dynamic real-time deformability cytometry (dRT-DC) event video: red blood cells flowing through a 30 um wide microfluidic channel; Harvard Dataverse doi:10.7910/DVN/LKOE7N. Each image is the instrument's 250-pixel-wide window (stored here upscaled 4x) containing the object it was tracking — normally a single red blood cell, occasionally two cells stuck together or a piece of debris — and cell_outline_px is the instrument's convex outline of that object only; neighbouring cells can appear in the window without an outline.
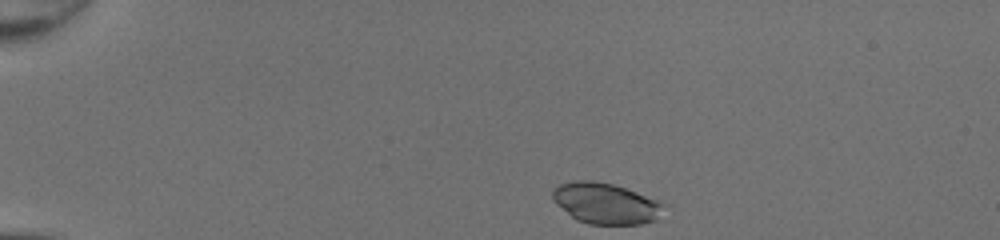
{"species": "common noctule bat (a hibernating species)", "species_latin": "Nyctalus noctula", "temperature_condition": "room temperature", "stored_images_in_passage": 40, "camera_frame_rate_fps": 3000, "um_per_image_px": 0.085, "animal": {"sex": "female", "body_mass_g": 20.0, "forearm_length_mm": 54.0}, "frame": {"image": 1, "passage_image": 1, "time_ms": 0.0, "image_size_px": [1000, 240], "cell_outline_px": [[668, 204], [656, 220], [640, 224], [588, 224], [576, 220], [556, 204], [552, 200], [552, 188], [560, 184], [572, 180], [592, 180], [612, 184], [660, 200]], "centroid_in_image_um": [51.49, 17.28], "position_along_channel_um": 33.5, "area_um2": 26.82}}
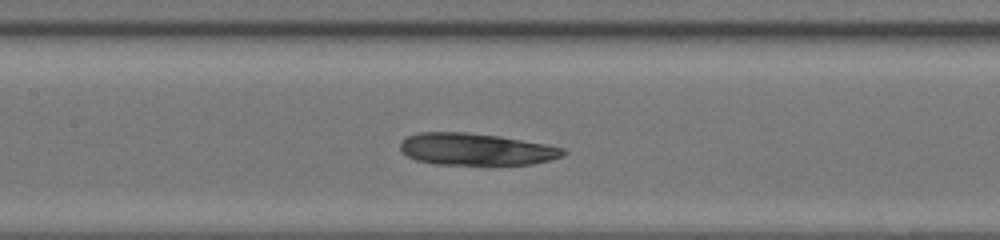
{"frame": {"image": 2, "passage_image": 16, "time_ms": 5.0, "image_size_px": [1000, 240], "cell_outline_px": [[568, 152], [552, 160], [532, 164], [492, 168], [436, 164], [416, 160], [400, 152], [400, 140], [408, 136], [420, 132], [468, 132], [500, 136], [544, 144], [564, 148]], "centroid_in_image_um": [40.47, 12.74], "position_along_channel_um": 166.9, "area_um2": 31.73}}
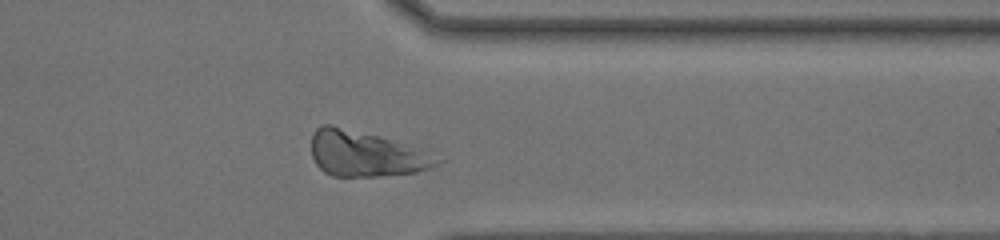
{"frame": {"image": 3, "passage_image": 31, "time_ms": 10.0, "image_size_px": [1000, 240], "cell_outline_px": [[448, 160], [432, 168], [416, 172], [376, 176], [332, 176], [324, 172], [316, 164], [312, 156], [312, 132], [320, 124], [332, 124], [392, 140]], "centroid_in_image_um": [31.07, 13.08], "position_along_channel_um": 380.3, "area_um2": 33.18}}